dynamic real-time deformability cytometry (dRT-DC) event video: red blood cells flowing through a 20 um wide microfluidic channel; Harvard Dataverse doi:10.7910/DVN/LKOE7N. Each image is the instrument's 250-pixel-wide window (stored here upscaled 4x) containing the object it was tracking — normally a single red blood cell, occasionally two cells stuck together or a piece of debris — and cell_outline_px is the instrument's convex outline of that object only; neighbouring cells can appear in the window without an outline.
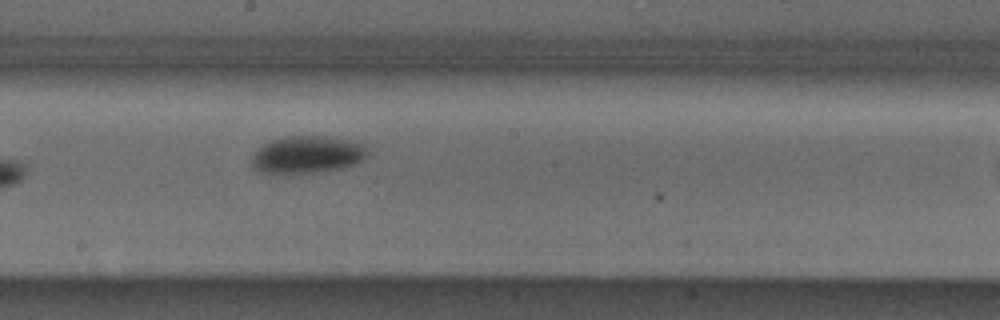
{"species": "Egyptian fruit bat (a non-hibernating species)", "species_latin": "Rousettus aegyptiacus", "temperature_condition": "cold", "stored_images_in_passage": 8, "segment_of_instrument_passage": [1, 2], "camera_frame_rate_fps": 3000, "um_per_image_px": 0.085, "animal": {"sex": "male"}, "frame": {"image": 1, "passage_image": 7, "time_ms": 8.0, "image_size_px": [1000, 320], "cell_outline_px": [[368, 156], [364, 160], [356, 164], [344, 168], [316, 172], [284, 176], [256, 172], [252, 164], [252, 156], [256, 148], [268, 140], [284, 136], [324, 136], [348, 140], [364, 144], [368, 152]], "centroid_in_image_um": [26.05, 13.18], "position_along_channel_um": 222.1, "area_um2": 26.24}}